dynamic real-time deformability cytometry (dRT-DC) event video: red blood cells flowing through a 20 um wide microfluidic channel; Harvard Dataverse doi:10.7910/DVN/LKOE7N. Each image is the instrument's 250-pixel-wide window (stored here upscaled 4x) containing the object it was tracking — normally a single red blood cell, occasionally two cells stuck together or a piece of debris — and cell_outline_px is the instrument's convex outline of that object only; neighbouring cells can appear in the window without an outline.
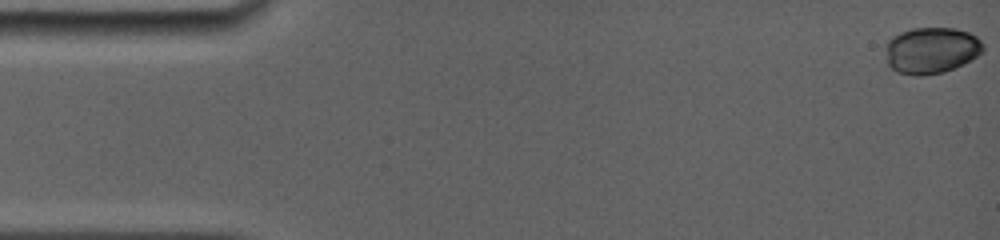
{"species": "common noctule bat (a hibernating species)", "species_latin": "Nyctalus noctula", "temperature_condition": "room temperature", "stored_images_in_passage": 19, "camera_frame_rate_fps": 5000, "um_per_image_px": 0.085, "animal": {"sex": "female", "body_mass_g": 19.0, "forearm_length_mm": 56.7}, "frame": {"image": 1, "passage_image": 1, "time_ms": 0.0, "image_size_px": [1000, 240], "cell_outline_px": [[984, 48], [976, 56], [964, 64], [944, 72], [920, 76], [916, 76], [896, 72], [888, 64], [884, 48], [888, 40], [892, 36], [900, 32], [912, 28], [956, 28], [968, 32], [976, 36], [984, 44]], "centroid_in_image_um": [79.13, 4.28], "position_along_channel_um": 5.9, "area_um2": 26.59}}
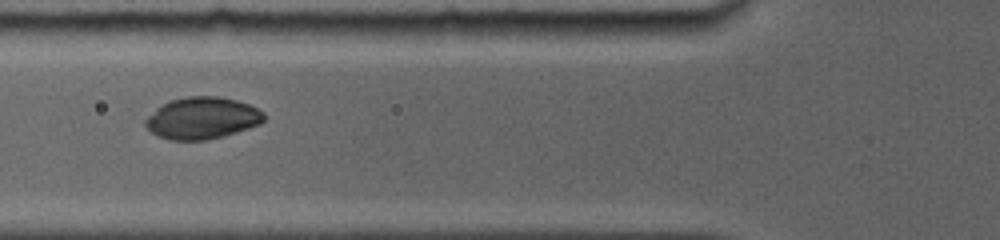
{"frame": {"image": 2, "passage_image": 14, "time_ms": 6.0, "image_size_px": [1000, 240], "cell_outline_px": [[264, 120], [260, 124], [224, 136], [204, 140], [168, 140], [156, 136], [144, 124], [144, 120], [156, 108], [168, 100], [188, 96], [216, 96], [236, 100], [248, 104], [264, 112]], "centroid_in_image_um": [17.15, 10.04], "position_along_channel_um": 108.6, "area_um2": 28.96}}
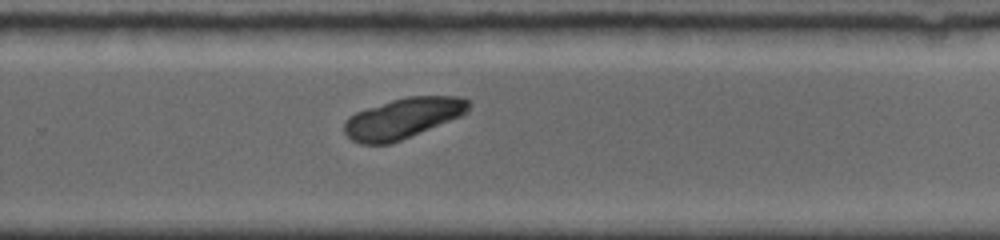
{"frame": {"image": 3, "passage_image": 19, "time_ms": 10.8, "image_size_px": [1000, 240], "cell_outline_px": [[472, 104], [468, 112], [460, 116], [392, 144], [360, 144], [352, 140], [344, 132], [344, 120], [348, 116], [356, 112], [392, 100], [408, 96], [460, 96], [468, 100]], "centroid_in_image_um": [34.25, 10.05], "position_along_channel_um": 295.6, "area_um2": 29.36}}